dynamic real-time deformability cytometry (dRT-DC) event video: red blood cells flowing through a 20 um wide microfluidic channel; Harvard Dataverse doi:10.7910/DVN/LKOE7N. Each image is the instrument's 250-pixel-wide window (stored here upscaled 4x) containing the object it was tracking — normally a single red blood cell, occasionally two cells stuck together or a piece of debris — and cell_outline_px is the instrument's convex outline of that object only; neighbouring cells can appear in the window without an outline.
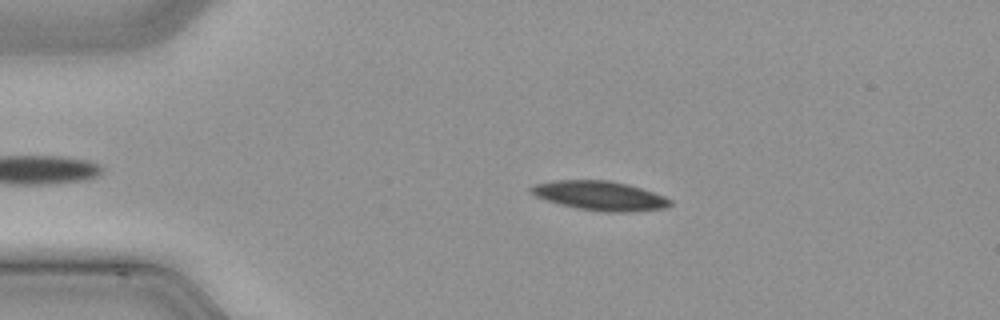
{"species": "common noctule bat (a hibernating species)", "species_latin": "Nyctalus noctula", "temperature_condition": "cold", "stored_images_in_passage": 43, "camera_frame_rate_fps": 3000, "um_per_image_px": 0.085, "animal": {"sex": "male", "body_mass_g": 21.5, "forearm_length_mm": 52.0}, "frame": {"image": 1, "passage_image": 10, "time_ms": 3.0, "image_size_px": [1000, 320], "cell_outline_px": [[672, 204], [664, 208], [628, 212], [604, 212], [580, 208], [560, 204], [536, 196], [532, 192], [532, 188], [536, 184], [556, 180], [612, 180], [628, 184], [664, 196], [672, 200]], "centroid_in_image_um": [51.05, 16.63], "position_along_channel_um": 34.0, "area_um2": 23.35}}
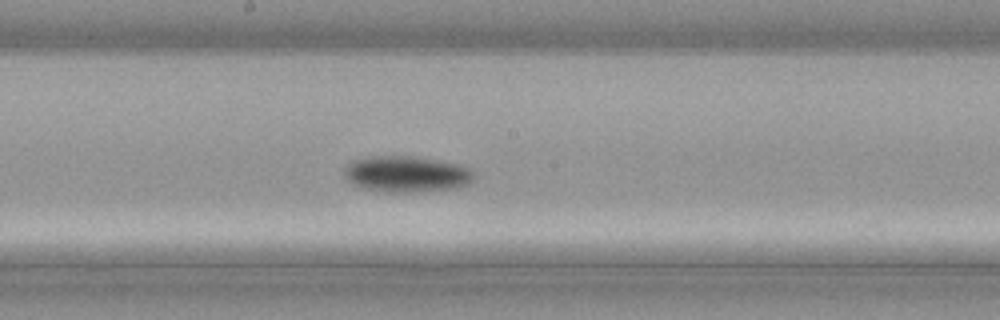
{"frame": {"image": 2, "passage_image": 26, "time_ms": 8.333, "image_size_px": [1000, 320], "cell_outline_px": [[476, 176], [468, 184], [456, 188], [420, 192], [380, 192], [360, 188], [352, 184], [344, 176], [344, 168], [352, 160], [372, 156], [412, 156], [456, 164], [468, 168]], "centroid_in_image_um": [34.5, 14.82], "position_along_channel_um": 213.7, "area_um2": 27.46}}
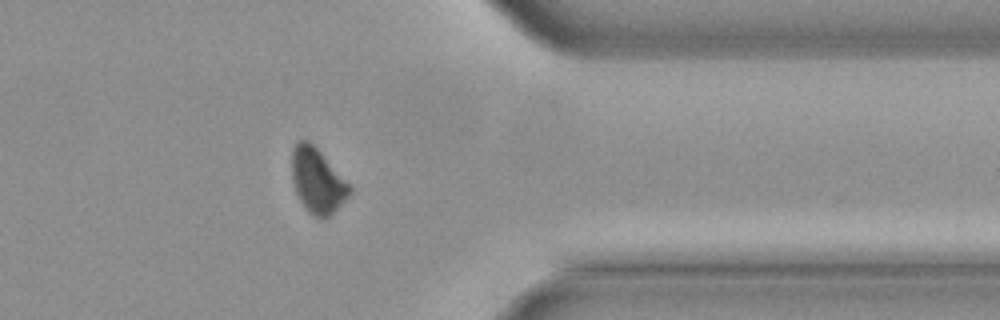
{"frame": {"image": 3, "passage_image": 39, "time_ms": 12.667, "image_size_px": [1000, 320], "cell_outline_px": [[352, 192], [324, 220], [312, 216], [308, 212], [300, 200], [296, 192], [292, 180], [292, 148], [300, 140], [308, 140], [352, 184]], "centroid_in_image_um": [26.99, 15.37], "position_along_channel_um": 384.4, "area_um2": 21.79}}